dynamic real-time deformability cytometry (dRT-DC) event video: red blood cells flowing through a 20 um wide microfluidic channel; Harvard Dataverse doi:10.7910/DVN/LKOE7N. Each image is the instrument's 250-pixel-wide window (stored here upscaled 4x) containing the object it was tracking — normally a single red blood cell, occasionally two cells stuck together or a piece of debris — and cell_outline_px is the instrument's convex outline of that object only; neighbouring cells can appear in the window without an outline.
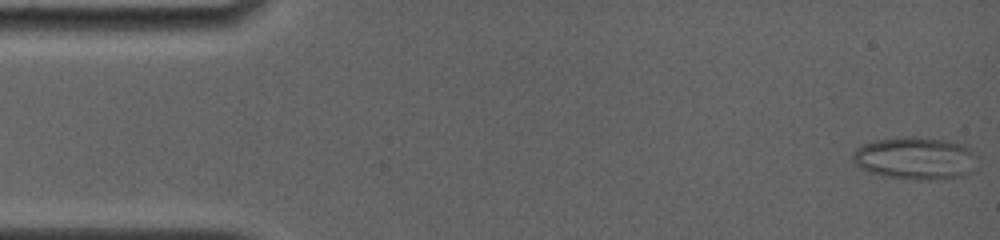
{"species": "common noctule bat (a hibernating species)", "species_latin": "Nyctalus noctula", "temperature_condition": "room temperature", "stored_images_in_passage": 45, "camera_frame_rate_fps": 4000, "um_per_image_px": 0.085, "animal": {"sex": "female", "body_mass_g": 19.0, "forearm_length_mm": 56.7}, "frame": {"image": 1, "passage_image": 1, "time_ms": 0.0, "image_size_px": [1000, 240], "cell_outline_px": [[976, 168], [960, 176], [940, 180], [916, 180], [884, 176], [860, 168], [852, 160], [852, 152], [856, 148], [864, 144], [876, 140], [912, 136], [916, 136], [948, 140], [968, 144], [976, 156]], "centroid_in_image_um": [77.84, 13.44], "position_along_channel_um": 7.2, "area_um2": 31.27}}
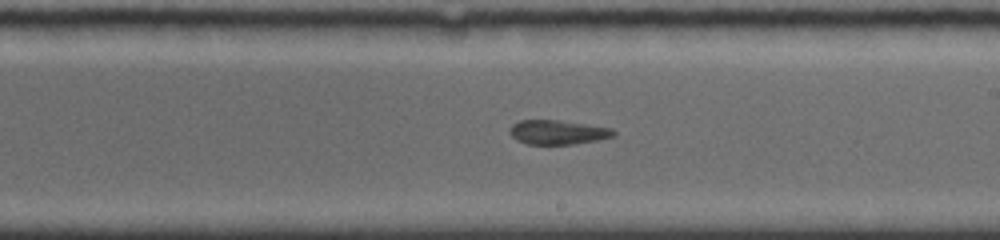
{"frame": {"image": 2, "passage_image": 23, "time_ms": 9.5, "image_size_px": [1000, 240], "cell_outline_px": [[616, 136], [596, 140], [572, 144], [528, 144], [516, 140], [508, 132], [508, 128], [512, 124], [520, 120], [556, 120], [612, 128], [616, 132]], "centroid_in_image_um": [47.37, 11.24], "position_along_channel_um": 241.6, "area_um2": 14.68}}
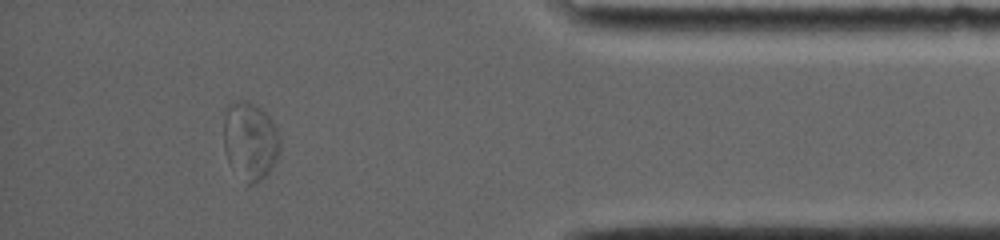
{"frame": {"image": 3, "passage_image": 39, "time_ms": 14.75, "image_size_px": [1000, 240], "cell_outline_px": [[280, 152], [276, 160], [268, 172], [256, 184], [248, 184], [228, 164], [224, 148], [224, 108], [228, 104], [236, 100], [248, 100], [256, 104], [268, 116], [276, 128], [280, 136]], "centroid_in_image_um": [21.24, 11.94], "position_along_channel_um": 414.0, "area_um2": 25.89}}